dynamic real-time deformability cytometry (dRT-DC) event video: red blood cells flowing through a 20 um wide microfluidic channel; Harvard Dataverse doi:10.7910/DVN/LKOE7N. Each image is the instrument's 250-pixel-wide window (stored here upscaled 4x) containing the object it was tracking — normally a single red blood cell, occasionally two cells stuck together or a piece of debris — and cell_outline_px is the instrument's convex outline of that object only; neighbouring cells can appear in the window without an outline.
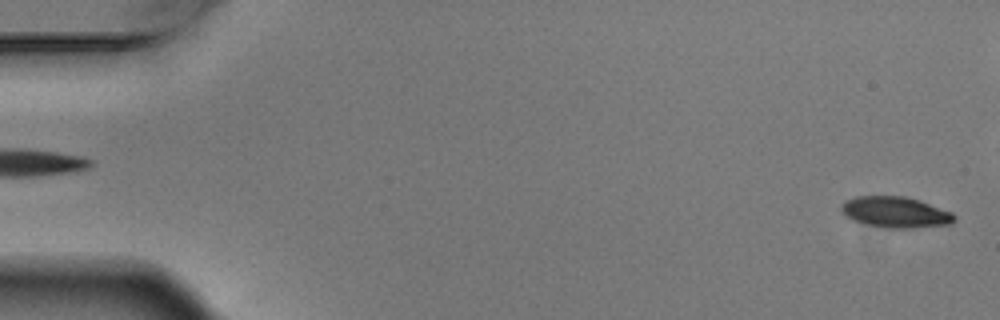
{"species": "Egyptian fruit bat (a non-hibernating species)", "species_latin": "Rousettus aegyptiacus", "temperature_condition": "warm", "stored_images_in_passage": 5, "segment_of_instrument_passage": [2, 2], "camera_frame_rate_fps": 3000, "um_per_image_px": 0.085, "animal": {"sex": "male"}, "frame": {"image": 1, "passage_image": 5, "time_ms": 1.333, "image_size_px": [1000, 320], "cell_outline_px": [[956, 220], [948, 224], [912, 228], [888, 228], [864, 224], [852, 220], [840, 208], [844, 200], [856, 196], [904, 196], [920, 200], [952, 212], [956, 216]], "centroid_in_image_um": [76.12, 18.03], "position_along_channel_um": 8.9, "area_um2": 20.4}}